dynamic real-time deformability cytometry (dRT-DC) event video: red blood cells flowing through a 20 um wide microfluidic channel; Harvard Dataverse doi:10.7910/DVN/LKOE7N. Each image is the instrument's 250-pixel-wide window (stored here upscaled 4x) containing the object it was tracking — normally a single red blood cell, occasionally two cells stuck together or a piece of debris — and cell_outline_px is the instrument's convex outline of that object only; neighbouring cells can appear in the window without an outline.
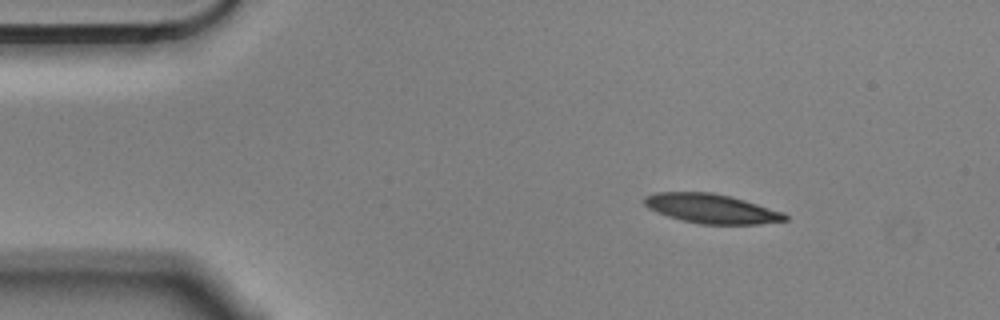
{"species": "Egyptian fruit bat (a non-hibernating species)", "species_latin": "Rousettus aegyptiacus", "temperature_condition": "cold", "stored_images_in_passage": 2, "camera_frame_rate_fps": 3000, "um_per_image_px": 0.085, "animal": {"sex": "male"}, "frame": {"image": 1, "passage_image": 1, "time_ms": 0.0, "image_size_px": [1000, 320], "cell_outline_px": [[788, 220], [760, 224], [700, 224], [668, 216], [656, 212], [648, 208], [644, 204], [644, 196], [656, 192], [712, 192], [732, 196], [784, 212], [788, 216]], "centroid_in_image_um": [60.49, 17.72], "position_along_channel_um": 24.5, "area_um2": 24.16}}